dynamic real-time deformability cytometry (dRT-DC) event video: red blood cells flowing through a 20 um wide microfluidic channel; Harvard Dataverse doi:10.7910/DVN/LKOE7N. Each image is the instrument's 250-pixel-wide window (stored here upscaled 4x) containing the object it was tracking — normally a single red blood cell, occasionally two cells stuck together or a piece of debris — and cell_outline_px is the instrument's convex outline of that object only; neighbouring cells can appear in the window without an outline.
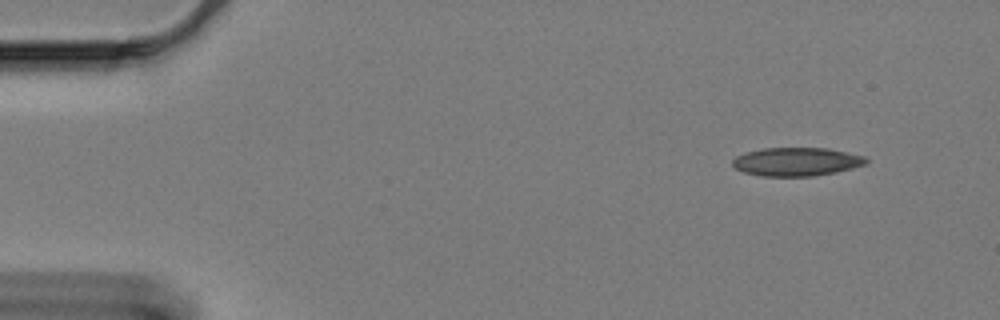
{"species": "Egyptian fruit bat (a non-hibernating species)", "species_latin": "Rousettus aegyptiacus", "temperature_condition": "cold", "stored_images_in_passage": 56, "camera_frame_rate_fps": 3000, "um_per_image_px": 0.085, "animal": {"sex": "female"}, "frame": {"image": 1, "passage_image": 1, "time_ms": 0.0, "image_size_px": [1000, 320], "cell_outline_px": [[868, 164], [836, 172], [812, 176], [760, 176], [744, 172], [736, 168], [732, 164], [732, 160], [736, 156], [744, 152], [764, 148], [828, 148], [864, 156], [868, 160]], "centroid_in_image_um": [67.7, 13.74], "position_along_channel_um": 17.3, "area_um2": 22.2}}
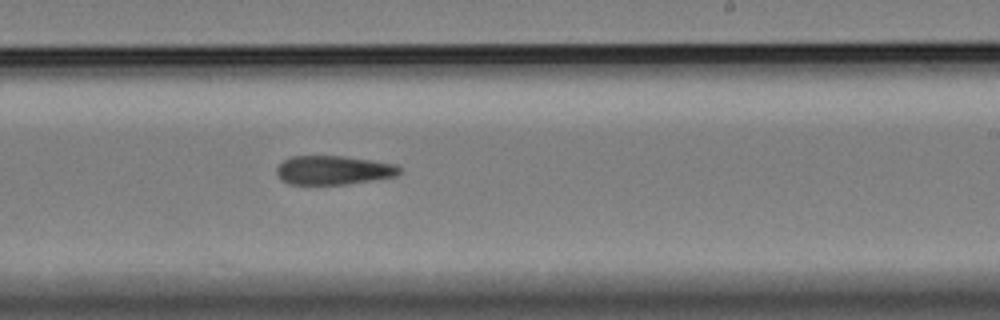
{"frame": {"image": 2, "passage_image": 32, "time_ms": 10.333, "image_size_px": [1000, 320], "cell_outline_px": [[404, 172], [396, 176], [344, 184], [288, 184], [276, 172], [276, 168], [284, 160], [292, 156], [340, 156], [396, 164]], "centroid_in_image_um": [28.36, 14.46], "position_along_channel_um": 260.6, "area_um2": 20.4}}
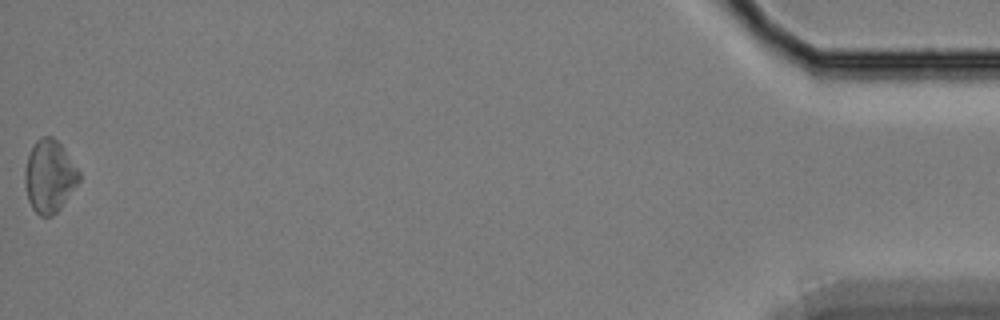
{"frame": {"image": 3, "passage_image": 56, "time_ms": 18.333, "image_size_px": [1000, 320], "cell_outline_px": [[80, 180], [60, 208], [52, 216], [40, 216], [32, 208], [28, 200], [24, 180], [24, 172], [28, 156], [36, 140], [40, 136], [52, 136], [64, 148], [80, 172]], "centroid_in_image_um": [4.19, 14.97], "position_along_channel_um": 431.0, "area_um2": 22.77}}